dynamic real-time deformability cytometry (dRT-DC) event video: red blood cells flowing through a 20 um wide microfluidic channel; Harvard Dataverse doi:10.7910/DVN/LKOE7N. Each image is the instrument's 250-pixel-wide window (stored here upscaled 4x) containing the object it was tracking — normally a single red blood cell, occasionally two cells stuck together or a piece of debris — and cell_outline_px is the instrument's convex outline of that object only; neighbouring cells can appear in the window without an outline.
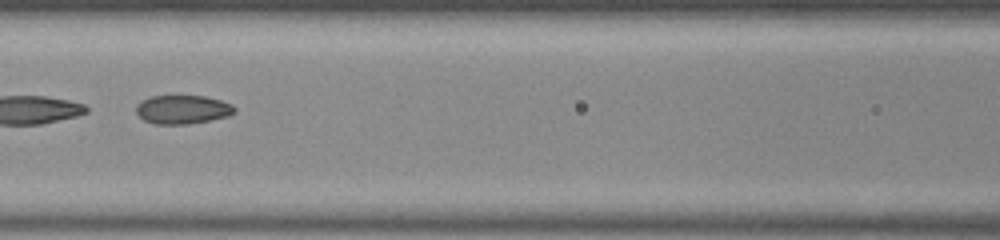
{"species": "common noctule bat (a hibernating species)", "species_latin": "Nyctalus noctula", "temperature_condition": "room temperature", "stored_images_in_passage": 28, "camera_frame_rate_fps": 3000, "um_per_image_px": 0.085, "animal": {"sex": "male", "body_mass_g": 20.0, "forearm_length_mm": 53.3}, "frame": {"image": 1, "passage_image": 24, "time_ms": 7.667, "image_size_px": [1000, 240], "cell_outline_px": [[236, 112], [228, 116], [188, 124], [156, 124], [144, 120], [136, 112], [136, 104], [140, 100], [148, 96], [204, 96], [220, 100], [232, 104], [236, 108]], "centroid_in_image_um": [15.5, 9.3], "position_along_channel_um": 151.1, "area_um2": 16.53}}